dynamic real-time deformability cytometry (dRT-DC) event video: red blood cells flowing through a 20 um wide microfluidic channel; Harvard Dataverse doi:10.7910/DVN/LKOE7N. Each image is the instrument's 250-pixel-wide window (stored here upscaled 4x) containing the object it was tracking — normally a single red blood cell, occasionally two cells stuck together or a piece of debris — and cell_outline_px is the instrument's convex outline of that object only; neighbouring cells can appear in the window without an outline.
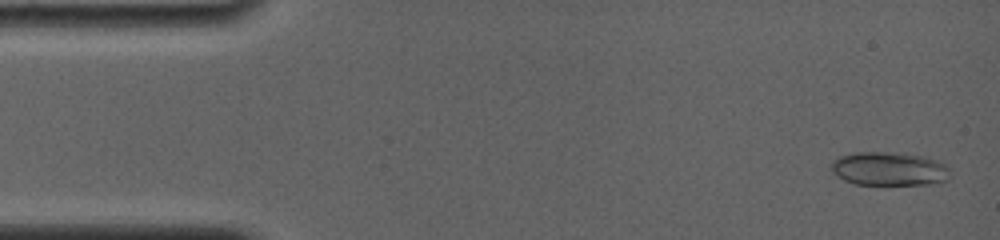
{"species": "common noctule bat (a hibernating species)", "species_latin": "Nyctalus noctula", "temperature_condition": "room temperature", "stored_images_in_passage": 65, "camera_frame_rate_fps": 4000, "um_per_image_px": 0.085, "animal": {"sex": "female", "body_mass_g": 19.0, "forearm_length_mm": 56.7}, "frame": {"image": 1, "passage_image": 2, "time_ms": 0.25, "image_size_px": [1000, 240], "cell_outline_px": [[948, 180], [932, 184], [856, 184], [844, 180], [836, 176], [828, 168], [832, 160], [840, 156], [852, 152], [904, 152], [924, 156], [936, 160], [944, 164], [948, 168]], "centroid_in_image_um": [75.52, 14.33], "position_along_channel_um": 9.5, "area_um2": 23.64}}
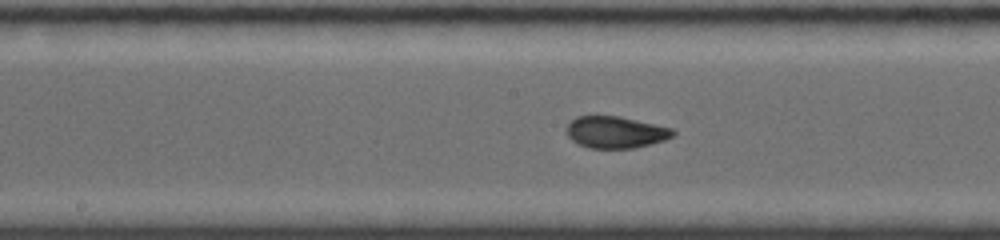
{"frame": {"image": 2, "passage_image": 33, "time_ms": 8.0, "image_size_px": [1000, 240], "cell_outline_px": [[676, 132], [672, 136], [664, 140], [636, 148], [588, 148], [576, 144], [568, 136], [564, 128], [576, 116], [620, 116], [672, 128]], "centroid_in_image_um": [52.29, 11.24], "position_along_channel_um": 195.9, "area_um2": 19.83}}
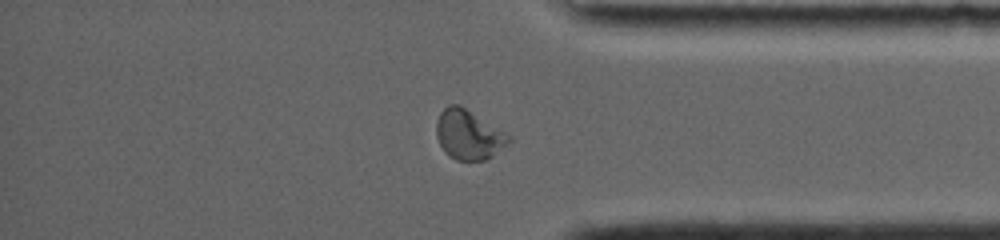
{"frame": {"image": 3, "passage_image": 54, "time_ms": 13.25, "image_size_px": [1000, 240], "cell_outline_px": [[512, 140], [488, 160], [456, 160], [444, 152], [436, 136], [436, 124], [440, 112], [448, 104], [460, 104], [504, 132]], "centroid_in_image_um": [39.8, 11.45], "position_along_channel_um": 395.4, "area_um2": 20.81}}